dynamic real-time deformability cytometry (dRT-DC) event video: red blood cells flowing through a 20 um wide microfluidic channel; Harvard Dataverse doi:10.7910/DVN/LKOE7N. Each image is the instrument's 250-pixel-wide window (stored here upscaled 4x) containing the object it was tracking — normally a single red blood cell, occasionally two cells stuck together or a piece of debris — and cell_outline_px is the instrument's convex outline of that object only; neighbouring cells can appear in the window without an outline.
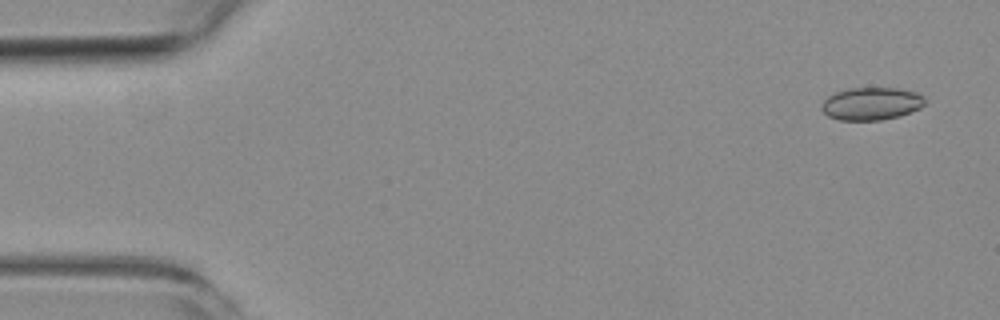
{"species": "common noctule bat (a hibernating species)", "species_latin": "Nyctalus noctula", "temperature_condition": "room temperature", "stored_images_in_passage": 9, "camera_frame_rate_fps": 3000, "um_per_image_px": 0.085, "animal": {"sex": "female", "body_mass_g": 19.3, "forearm_length_mm": 54.1}, "frame": {"image": 1, "passage_image": 1, "time_ms": 0.0, "image_size_px": [1000, 320], "cell_outline_px": [[924, 104], [920, 108], [900, 116], [880, 120], [840, 120], [828, 116], [820, 108], [820, 104], [828, 96], [836, 92], [848, 88], [896, 88], [916, 92], [924, 96]], "centroid_in_image_um": [74.05, 8.81], "position_along_channel_um": 11.0, "area_um2": 19.71}}
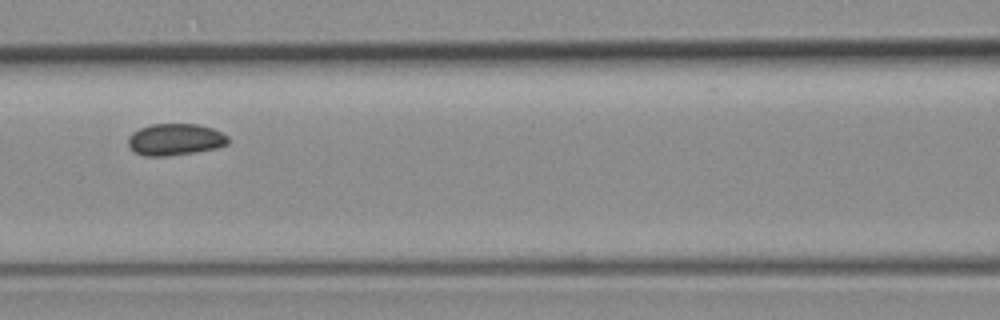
{"frame": {"image": 2, "passage_image": 6, "time_ms": 7.0, "image_size_px": [1000, 320], "cell_outline_px": [[228, 144], [216, 148], [196, 152], [168, 156], [144, 156], [132, 152], [128, 144], [128, 136], [132, 132], [140, 128], [152, 124], [196, 124], [212, 128], [228, 136]], "centroid_in_image_um": [14.85, 11.87], "position_along_channel_um": 151.7, "area_um2": 18.61}}
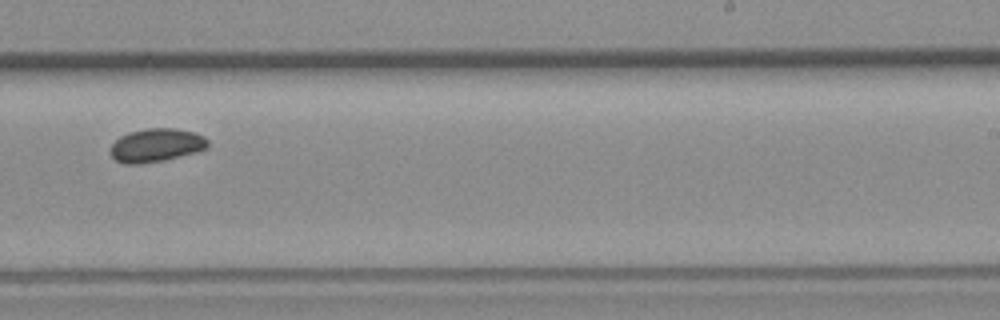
{"frame": {"image": 3, "passage_image": 9, "time_ms": 10.333, "image_size_px": [1000, 320], "cell_outline_px": [[208, 148], [196, 152], [164, 160], [140, 164], [124, 164], [116, 160], [108, 152], [112, 144], [120, 136], [128, 132], [148, 128], [172, 128], [196, 132], [204, 136], [208, 140]], "centroid_in_image_um": [13.27, 12.34], "position_along_channel_um": 275.7, "area_um2": 19.13}}